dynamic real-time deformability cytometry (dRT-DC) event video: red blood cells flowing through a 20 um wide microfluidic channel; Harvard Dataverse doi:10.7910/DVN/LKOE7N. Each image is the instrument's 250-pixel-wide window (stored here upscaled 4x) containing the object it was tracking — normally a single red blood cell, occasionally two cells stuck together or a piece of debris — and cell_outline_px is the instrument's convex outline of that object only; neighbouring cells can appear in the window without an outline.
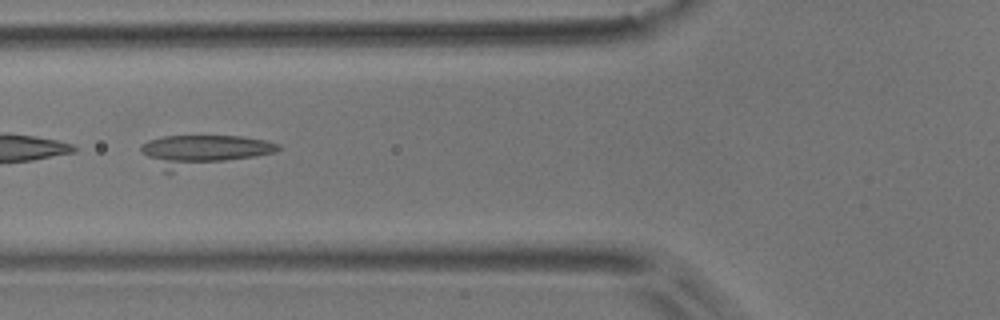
{"species": "common noctule bat (a hibernating species)", "species_latin": "Nyctalus noctula", "temperature_condition": "room temperature", "stored_images_in_passage": 5, "camera_frame_rate_fps": 3000, "um_per_image_px": 0.085, "animal": {"sex": "male", "body_mass_g": 17.9}, "frame": {"image": 1, "passage_image": 3, "time_ms": 0.667, "image_size_px": [1000, 320], "cell_outline_px": [[280, 148], [276, 152], [256, 156], [172, 172], [164, 172], [140, 152], [140, 148], [148, 140], [164, 136], [240, 136], [264, 140], [280, 144]], "centroid_in_image_um": [17.22, 12.81], "position_along_channel_um": 108.6, "area_um2": 24.85}}
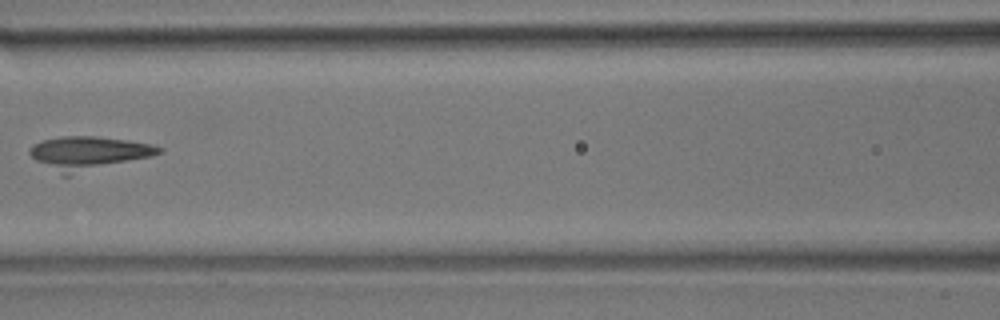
{"frame": {"image": 2, "passage_image": 4, "time_ms": 1.0, "image_size_px": [1000, 320], "cell_outline_px": [[164, 148], [160, 152], [152, 156], [68, 176], [60, 176], [36, 160], [28, 152], [32, 144], [44, 140], [64, 136], [96, 136], [128, 140], [152, 144]], "centroid_in_image_um": [7.5, 13.02], "position_along_channel_um": 159.1, "area_um2": 25.14}}
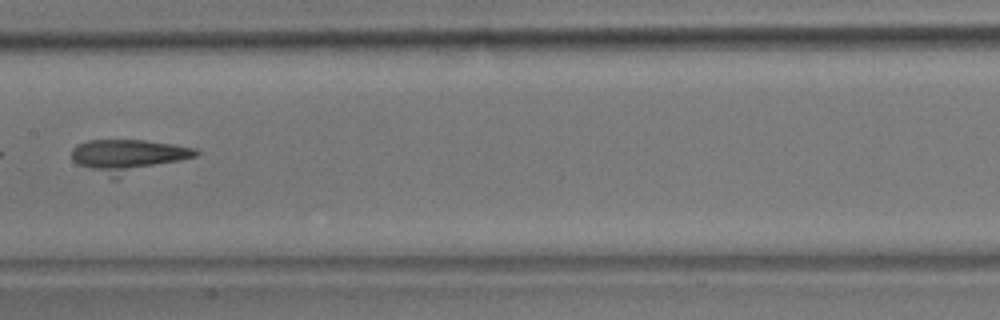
{"frame": {"image": 3, "passage_image": 5, "time_ms": 1.333, "image_size_px": [1000, 320], "cell_outline_px": [[200, 152], [196, 156], [116, 180], [112, 180], [76, 164], [72, 160], [72, 148], [76, 144], [88, 140], [144, 140], [172, 144], [196, 148]], "centroid_in_image_um": [10.85, 13.29], "position_along_channel_um": 196.5, "area_um2": 24.62}}